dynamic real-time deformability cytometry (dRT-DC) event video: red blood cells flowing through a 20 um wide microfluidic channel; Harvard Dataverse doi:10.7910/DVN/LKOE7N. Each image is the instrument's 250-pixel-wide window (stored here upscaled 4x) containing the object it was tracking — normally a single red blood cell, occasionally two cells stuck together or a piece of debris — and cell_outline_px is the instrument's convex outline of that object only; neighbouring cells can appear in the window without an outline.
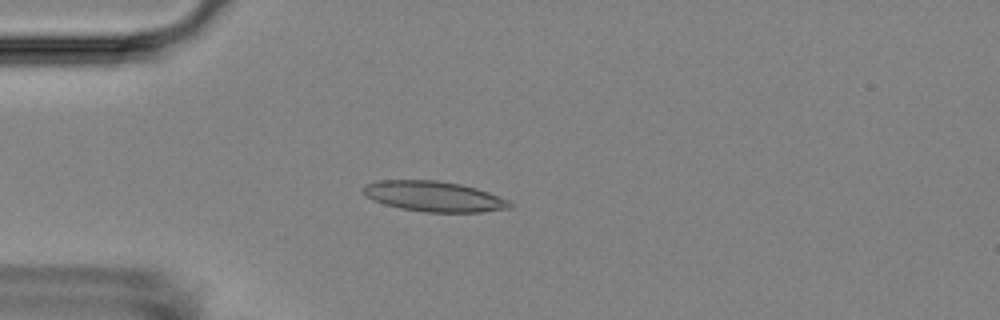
{"species": "Egyptian fruit bat (a non-hibernating species)", "species_latin": "Rousettus aegyptiacus", "temperature_condition": "room temperature", "stored_images_in_passage": 55, "camera_frame_rate_fps": 3000, "um_per_image_px": 0.085, "animal": {"sex": "female"}, "frame": {"image": 1, "passage_image": 14, "time_ms": 4.333, "image_size_px": [1000, 320], "cell_outline_px": [[512, 208], [480, 212], [424, 212], [400, 208], [384, 204], [372, 200], [360, 188], [368, 184], [380, 180], [436, 180], [460, 184], [476, 188], [488, 192], [508, 200], [512, 204]], "centroid_in_image_um": [36.89, 16.7], "position_along_channel_um": 48.1, "area_um2": 25.84}}
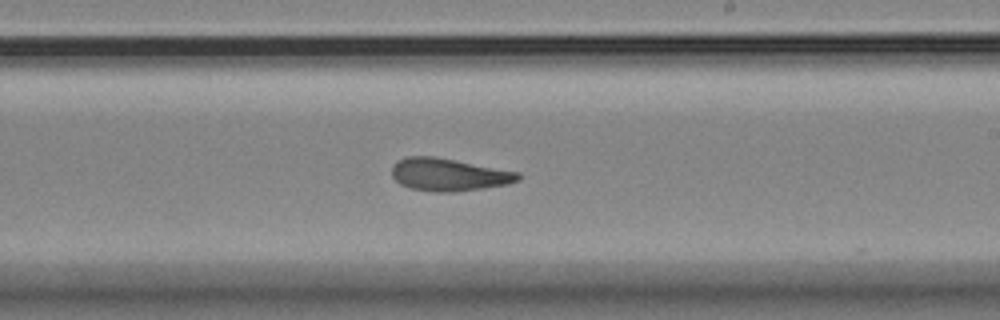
{"frame": {"image": 2, "passage_image": 32, "time_ms": 10.333, "image_size_px": [1000, 320], "cell_outline_px": [[520, 180], [508, 184], [484, 188], [456, 192], [432, 192], [408, 188], [400, 184], [392, 176], [392, 164], [396, 160], [408, 156], [436, 156], [520, 172]], "centroid_in_image_um": [38.13, 14.84], "position_along_channel_um": 250.9, "area_um2": 24.39}}
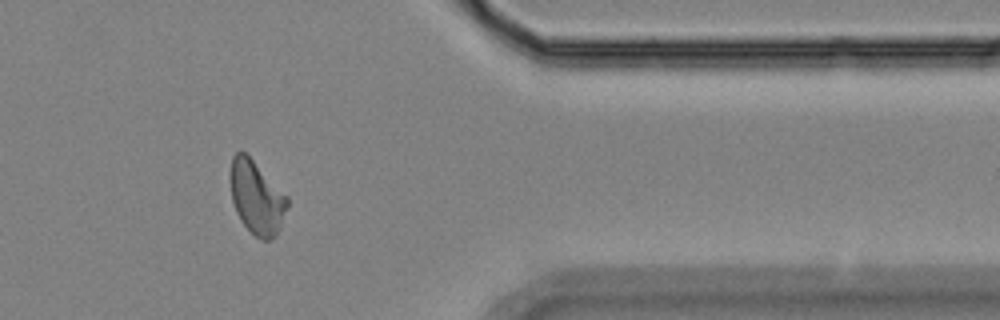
{"frame": {"image": 3, "passage_image": 45, "time_ms": 14.667, "image_size_px": [1000, 320], "cell_outline_px": [[288, 208], [280, 228], [276, 236], [268, 240], [260, 240], [240, 220], [236, 212], [232, 200], [228, 176], [232, 156], [236, 152], [244, 152], [288, 196]], "centroid_in_image_um": [21.8, 16.79], "position_along_channel_um": 389.6, "area_um2": 24.45}, "authors_computed_cell_mechanics": {"area_um2": 24.2182, "velocity_mm_per_s": 3.5961, "shape_relaxation_time_tau1_ms": null, "shape_relaxation_time_tau2_ms": 2.582, "deformation_change_tau1": null, "deformation_change_tau2": 0.1031}}